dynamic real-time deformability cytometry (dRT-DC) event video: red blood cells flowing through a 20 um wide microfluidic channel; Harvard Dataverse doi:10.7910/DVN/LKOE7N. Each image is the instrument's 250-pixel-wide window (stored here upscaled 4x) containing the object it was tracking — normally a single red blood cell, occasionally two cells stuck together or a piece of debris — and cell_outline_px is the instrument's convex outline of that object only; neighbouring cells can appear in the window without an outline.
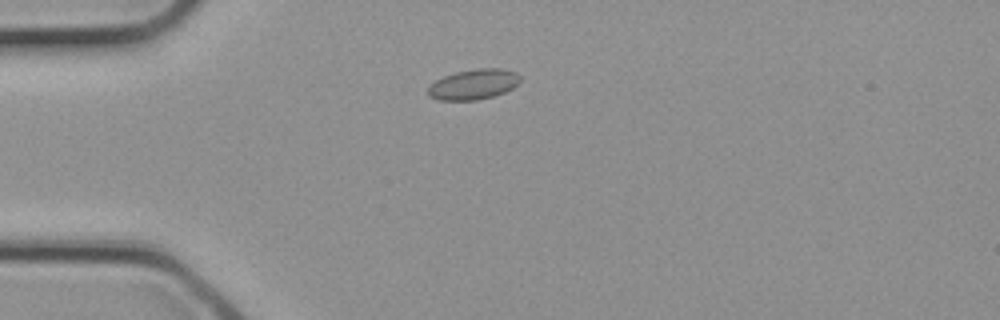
{"species": "common noctule bat (a hibernating species)", "species_latin": "Nyctalus noctula", "temperature_condition": "cold", "stored_images_in_passage": 12, "camera_frame_rate_fps": 3000, "um_per_image_px": 0.085, "animal": {"sex": "female", "body_mass_g": 21.9}, "frame": {"image": 1, "passage_image": 1, "time_ms": 0.0, "image_size_px": [1000, 320], "cell_outline_px": [[520, 80], [512, 88], [504, 92], [492, 96], [476, 100], [436, 100], [428, 96], [428, 84], [444, 76], [456, 72], [476, 68], [500, 68], [516, 72], [520, 76]], "centroid_in_image_um": [40.21, 7.16], "position_along_channel_um": 44.8, "area_um2": 16.3}}
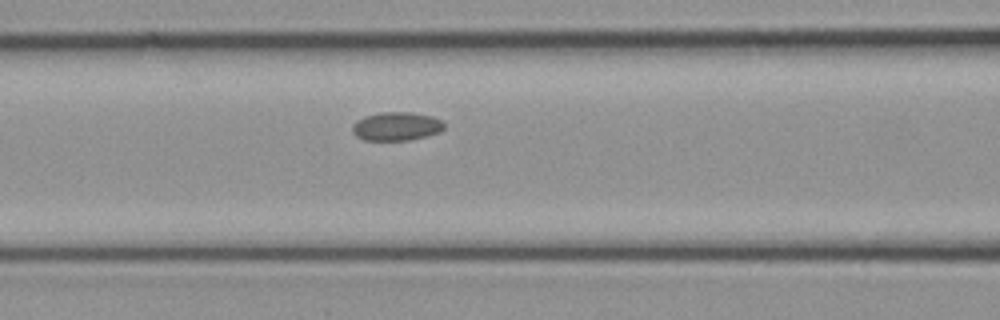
{"frame": {"image": 2, "passage_image": 6, "time_ms": 1.667, "image_size_px": [1000, 320], "cell_outline_px": [[444, 128], [440, 132], [408, 140], [364, 140], [356, 136], [352, 132], [352, 124], [356, 120], [364, 116], [380, 112], [412, 112], [432, 116], [440, 120], [444, 124]], "centroid_in_image_um": [33.66, 10.73], "position_along_channel_um": 132.9, "area_um2": 15.32}}
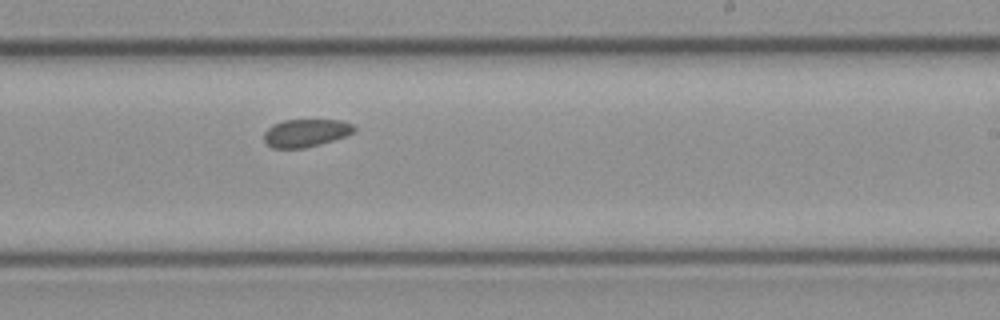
{"frame": {"image": 3, "passage_image": 12, "time_ms": 3.667, "image_size_px": [1000, 320], "cell_outline_px": [[356, 128], [352, 132], [344, 136], [320, 144], [304, 148], [272, 148], [264, 140], [264, 132], [272, 124], [284, 120], [340, 120], [352, 124]], "centroid_in_image_um": [25.96, 11.29], "position_along_channel_um": 263.0, "area_um2": 14.45}}